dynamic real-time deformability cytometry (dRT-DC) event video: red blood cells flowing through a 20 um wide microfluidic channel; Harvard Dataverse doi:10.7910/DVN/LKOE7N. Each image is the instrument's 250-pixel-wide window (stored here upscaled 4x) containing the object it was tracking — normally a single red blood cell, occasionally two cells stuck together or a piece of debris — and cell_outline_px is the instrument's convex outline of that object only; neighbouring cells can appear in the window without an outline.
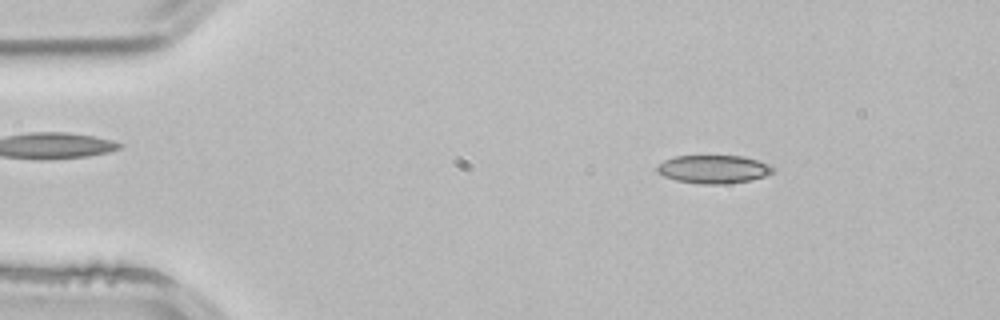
{"species": "common noctule bat (a hibernating species)", "species_latin": "Nyctalus noctula", "temperature_condition": "room temperature", "stored_images_in_passage": 51, "camera_frame_rate_fps": 3000, "um_per_image_px": 0.085, "animal": {"sex": "male", "body_mass_g": 21.5, "forearm_length_mm": 52.0}, "frame": {"image": 1, "passage_image": 7, "time_ms": 2.0, "image_size_px": [1000, 320], "cell_outline_px": [[776, 172], [752, 180], [724, 184], [700, 184], [676, 180], [664, 176], [656, 172], [656, 164], [664, 160], [676, 156], [744, 156], [768, 164], [776, 168]], "centroid_in_image_um": [60.65, 14.38], "position_along_channel_um": 24.3, "area_um2": 19.25}}
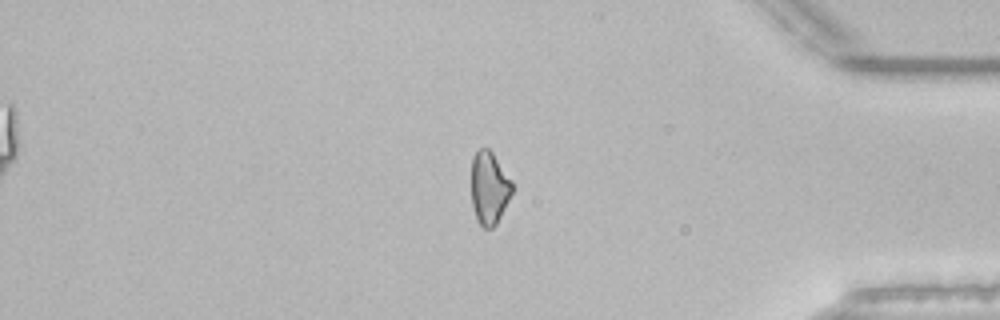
{"frame": {"image": 2, "passage_image": 43, "time_ms": 14.0, "image_size_px": [1000, 320], "cell_outline_px": [[512, 192], [496, 224], [492, 228], [484, 228], [476, 220], [472, 208], [472, 156], [480, 148], [488, 148], [492, 152], [512, 180]], "centroid_in_image_um": [41.57, 15.97], "position_along_channel_um": 393.6, "area_um2": 17.22}, "authors_computed_cell_mechanics": {"area_um2": 18.785, "velocity_mm_per_s": 3.9005, "shape_relaxation_time_tau1_ms": null, "shape_relaxation_time_tau2_ms": 3.7181, "deformation_change_tau1": null, "deformation_change_tau2": 0.0959}}